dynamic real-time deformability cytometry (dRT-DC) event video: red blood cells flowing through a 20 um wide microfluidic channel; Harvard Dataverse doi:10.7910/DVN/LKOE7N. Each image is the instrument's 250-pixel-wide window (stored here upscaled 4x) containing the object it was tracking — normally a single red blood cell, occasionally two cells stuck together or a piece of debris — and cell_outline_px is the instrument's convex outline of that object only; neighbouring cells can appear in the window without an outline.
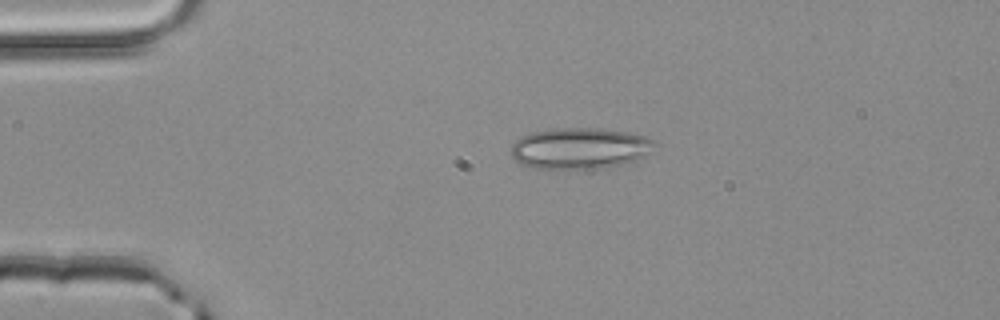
{"species": "common noctule bat (a hibernating species)", "species_latin": "Nyctalus noctula", "temperature_condition": "room temperature", "stored_images_in_passage": 2, "camera_frame_rate_fps": 3000, "um_per_image_px": 0.085, "animal": {"sex": "male", "body_mass_g": 20.4}, "frame": {"image": 1, "passage_image": 1, "time_ms": 0.0, "image_size_px": [1000, 320], "cell_outline_px": [[660, 144], [644, 156], [636, 160], [612, 168], [532, 168], [520, 164], [512, 156], [512, 144], [520, 136], [528, 132], [552, 128], [600, 128], [628, 132], [648, 136]], "centroid_in_image_um": [49.33, 12.59], "position_along_channel_um": 35.7, "area_um2": 35.08}}